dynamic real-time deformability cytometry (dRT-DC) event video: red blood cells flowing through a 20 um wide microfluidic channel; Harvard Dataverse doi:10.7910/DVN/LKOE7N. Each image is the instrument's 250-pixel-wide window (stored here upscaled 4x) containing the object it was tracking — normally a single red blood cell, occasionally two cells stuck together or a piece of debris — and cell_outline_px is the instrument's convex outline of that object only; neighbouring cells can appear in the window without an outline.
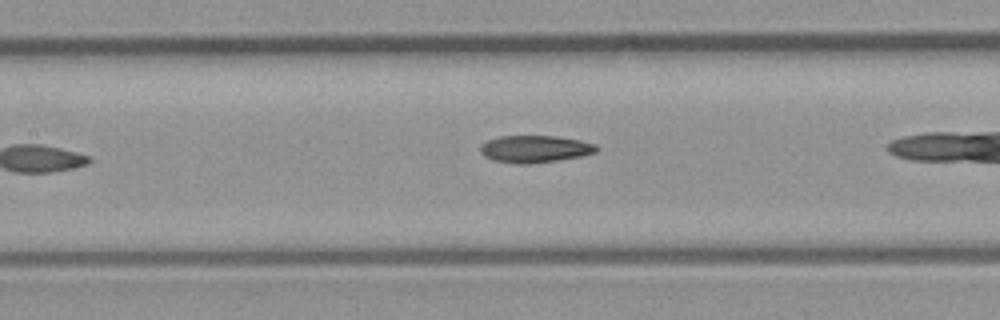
{"species": "common noctule bat (a hibernating species)", "species_latin": "Nyctalus noctula", "temperature_condition": "room temperature", "stored_images_in_passage": 7, "camera_frame_rate_fps": 3000, "um_per_image_px": 0.085, "animal": {"sex": "male", "body_mass_g": 23.1, "forearm_length_mm": 52.7}, "frame": {"image": 1, "passage_image": 6, "time_ms": 5.667, "image_size_px": [1000, 320], "cell_outline_px": [[600, 148], [596, 152], [580, 156], [556, 160], [528, 164], [516, 164], [492, 160], [484, 156], [480, 152], [480, 144], [488, 140], [500, 136], [552, 136], [580, 140], [596, 144]], "centroid_in_image_um": [45.44, 12.66], "position_along_channel_um": 162.0, "area_um2": 18.38}}